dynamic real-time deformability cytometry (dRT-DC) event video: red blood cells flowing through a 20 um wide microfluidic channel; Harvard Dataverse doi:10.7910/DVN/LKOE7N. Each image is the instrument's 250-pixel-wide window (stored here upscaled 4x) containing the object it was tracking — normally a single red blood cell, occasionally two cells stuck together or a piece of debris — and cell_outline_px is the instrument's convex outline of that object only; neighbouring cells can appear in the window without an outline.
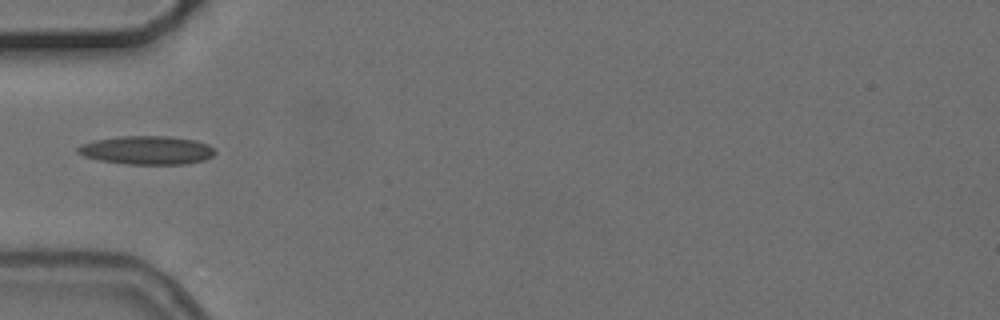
{"species": "common noctule bat (a hibernating species)", "species_latin": "Nyctalus noctula", "temperature_condition": "cold", "stored_images_in_passage": 4, "camera_frame_rate_fps": 3000, "um_per_image_px": 0.085, "animal": {"sex": "female", "body_mass_g": 24.6, "forearm_length_mm": 56.2}, "frame": {"image": 1, "passage_image": 4, "time_ms": 3.667, "image_size_px": [1000, 320], "cell_outline_px": [[216, 152], [212, 156], [204, 160], [188, 164], [128, 164], [100, 160], [84, 156], [76, 152], [76, 148], [80, 144], [96, 140], [120, 136], [168, 136], [196, 140], [208, 144]], "centroid_in_image_um": [12.49, 12.76], "position_along_channel_um": 72.5, "area_um2": 22.83}}